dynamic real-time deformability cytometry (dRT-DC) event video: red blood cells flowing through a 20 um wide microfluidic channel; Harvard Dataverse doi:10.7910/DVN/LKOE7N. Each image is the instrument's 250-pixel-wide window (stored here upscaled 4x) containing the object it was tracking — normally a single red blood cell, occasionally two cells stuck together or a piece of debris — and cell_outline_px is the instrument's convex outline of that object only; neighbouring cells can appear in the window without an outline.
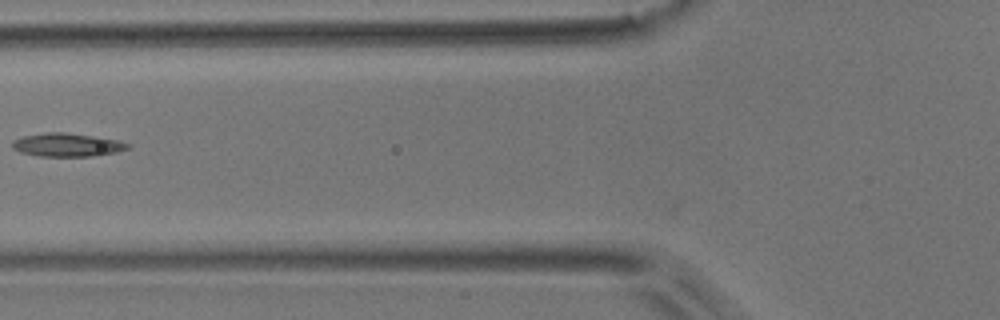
{"species": "common noctule bat (a hibernating species)", "species_latin": "Nyctalus noctula", "temperature_condition": "room temperature", "stored_images_in_passage": 4, "camera_frame_rate_fps": 3000, "um_per_image_px": 0.085, "animal": {"sex": "male", "body_mass_g": 17.9}, "frame": {"image": 1, "passage_image": 3, "time_ms": 2.333, "image_size_px": [1000, 320], "cell_outline_px": [[132, 148], [116, 152], [92, 156], [40, 156], [20, 152], [12, 148], [12, 140], [24, 136], [44, 132], [64, 132], [120, 140], [132, 144]], "centroid_in_image_um": [5.74, 12.31], "position_along_channel_um": 120.1, "area_um2": 15.84}}
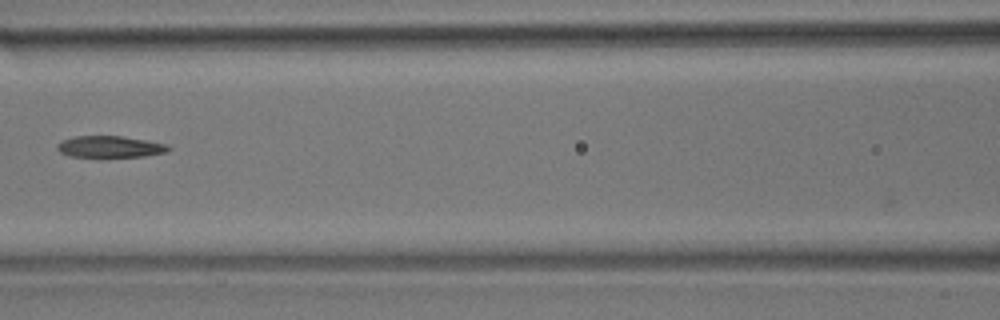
{"frame": {"image": 2, "passage_image": 4, "time_ms": 3.333, "image_size_px": [1000, 320], "cell_outline_px": [[172, 148], [168, 152], [144, 156], [104, 160], [100, 160], [72, 156], [60, 152], [56, 148], [56, 144], [64, 140], [76, 136], [120, 136], [168, 144]], "centroid_in_image_um": [9.36, 12.53], "position_along_channel_um": 157.2, "area_um2": 14.8}}